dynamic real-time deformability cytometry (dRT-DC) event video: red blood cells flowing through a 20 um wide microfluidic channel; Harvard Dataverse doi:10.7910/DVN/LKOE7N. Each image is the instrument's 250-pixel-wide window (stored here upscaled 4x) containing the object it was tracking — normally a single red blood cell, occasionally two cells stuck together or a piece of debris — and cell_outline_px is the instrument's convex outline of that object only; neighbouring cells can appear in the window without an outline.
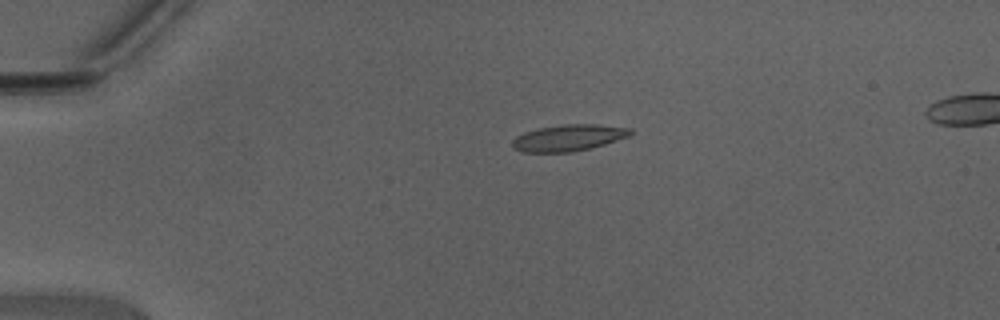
{"species": "Egyptian fruit bat (a non-hibernating species)", "species_latin": "Rousettus aegyptiacus", "temperature_condition": "warm", "stored_images_in_passage": 37, "camera_frame_rate_fps": 3000, "um_per_image_px": 0.085, "animal": {"sex": "male"}, "frame": {"image": 1, "passage_image": 1, "time_ms": 0.0, "image_size_px": [1000, 320], "cell_outline_px": [[632, 132], [628, 136], [604, 144], [572, 152], [524, 152], [512, 148], [512, 140], [516, 136], [524, 132], [540, 128], [564, 124], [600, 124], [632, 128]], "centroid_in_image_um": [48.31, 11.7], "position_along_channel_um": 36.7, "area_um2": 18.09}}
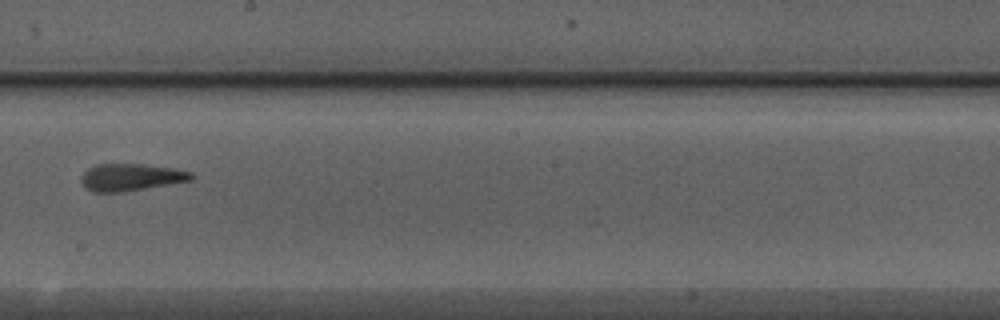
{"frame": {"image": 2, "passage_image": 18, "time_ms": 5.667, "image_size_px": [1000, 320], "cell_outline_px": [[196, 176], [192, 180], [124, 192], [92, 192], [84, 188], [80, 180], [80, 176], [88, 168], [96, 164], [144, 164], [172, 168], [192, 172]], "centroid_in_image_um": [11.1, 15.07], "position_along_channel_um": 237.1, "area_um2": 17.63}}
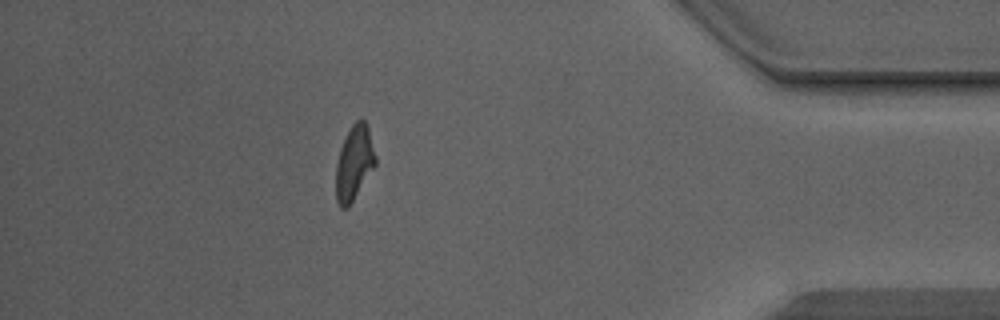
{"frame": {"image": 3, "passage_image": 32, "time_ms": 10.333, "image_size_px": [1000, 320], "cell_outline_px": [[376, 164], [348, 208], [340, 208], [336, 200], [336, 164], [340, 148], [352, 124], [356, 120], [364, 120], [368, 128], [376, 156]], "centroid_in_image_um": [30.1, 13.87], "position_along_channel_um": 405.1, "area_um2": 16.99}, "authors_computed_cell_mechanics": {"area_um2": 17.8024, "velocity_mm_per_s": 4.4465, "shape_relaxation_time_tau1_ms": 10.138, "shape_relaxation_time_tau2_ms": 1.8976, "deformation_change_tau1": 0.2704, "deformation_change_tau2": 0.1117}}